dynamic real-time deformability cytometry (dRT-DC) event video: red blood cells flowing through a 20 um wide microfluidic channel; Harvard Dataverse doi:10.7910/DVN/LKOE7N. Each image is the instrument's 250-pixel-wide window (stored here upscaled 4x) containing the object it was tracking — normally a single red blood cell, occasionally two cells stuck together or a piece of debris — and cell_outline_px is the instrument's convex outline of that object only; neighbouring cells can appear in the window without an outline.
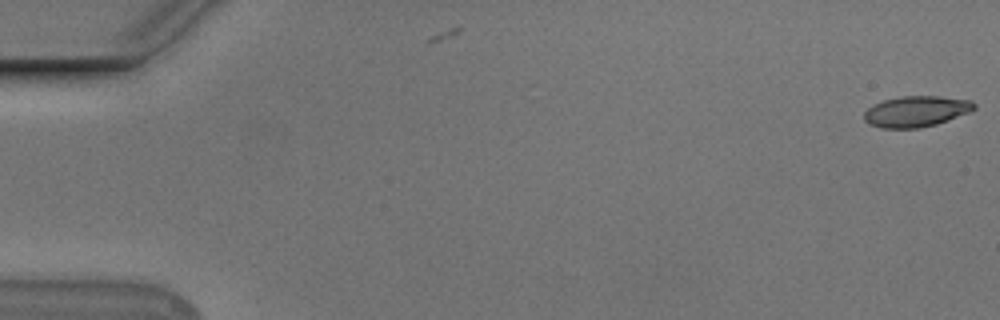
{"species": "Egyptian fruit bat (a non-hibernating species)", "species_latin": "Rousettus aegyptiacus", "temperature_condition": "cold", "stored_images_in_passage": 5, "camera_frame_rate_fps": 3000, "um_per_image_px": 0.085, "animal": {"sex": "male"}, "frame": {"image": 1, "passage_image": 1, "time_ms": 0.0, "image_size_px": [1000, 320], "cell_outline_px": [[976, 108], [972, 112], [936, 124], [920, 128], [880, 128], [868, 124], [864, 120], [864, 112], [872, 104], [884, 100], [900, 96], [940, 96], [972, 100], [976, 104]], "centroid_in_image_um": [77.89, 9.47], "position_along_channel_um": 7.1, "area_um2": 20.11}}